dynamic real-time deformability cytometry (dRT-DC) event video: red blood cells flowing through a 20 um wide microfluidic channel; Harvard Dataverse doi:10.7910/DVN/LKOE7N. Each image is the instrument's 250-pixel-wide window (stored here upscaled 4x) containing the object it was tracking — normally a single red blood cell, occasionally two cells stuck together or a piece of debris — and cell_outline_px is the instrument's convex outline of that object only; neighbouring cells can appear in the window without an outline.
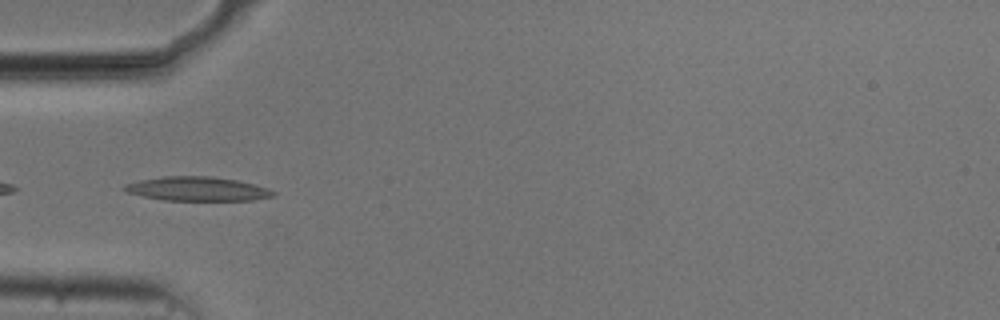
{"species": "common noctule bat (a hibernating species)", "species_latin": "Nyctalus noctula", "temperature_condition": "cold", "stored_images_in_passage": 38, "camera_frame_rate_fps": 3000, "um_per_image_px": 0.085, "animal": {"sex": "male", "body_mass_g": 20.5, "forearm_length_mm": 52.5}, "frame": {"image": 1, "passage_image": 1, "time_ms": 0.0, "image_size_px": [1000, 320], "cell_outline_px": [[276, 196], [252, 200], [164, 200], [144, 196], [128, 192], [120, 188], [128, 184], [140, 180], [164, 176], [212, 176], [236, 180], [268, 188], [276, 192]], "centroid_in_image_um": [16.81, 16.05], "position_along_channel_um": 68.2, "area_um2": 20.69}}
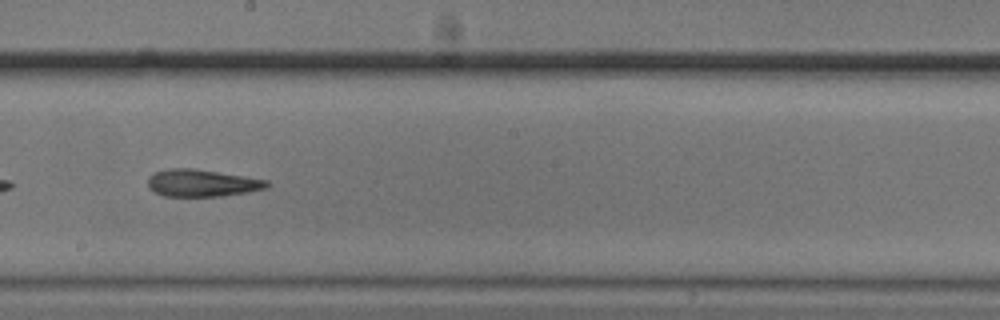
{"frame": {"image": 2, "passage_image": 14, "time_ms": 4.333, "image_size_px": [1000, 320], "cell_outline_px": [[272, 184], [268, 188], [248, 192], [220, 196], [164, 196], [156, 192], [148, 184], [148, 176], [156, 172], [168, 168], [192, 168], [244, 176], [268, 180]], "centroid_in_image_um": [17.22, 15.55], "position_along_channel_um": 231.0, "area_um2": 18.79}}
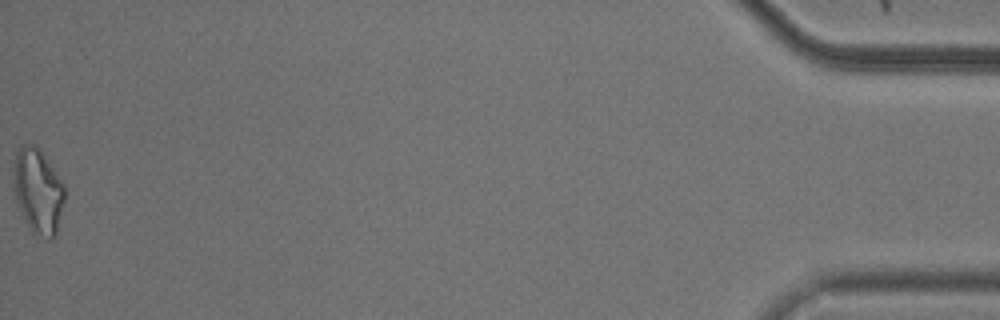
{"frame": {"image": 3, "passage_image": 38, "time_ms": 12.333, "image_size_px": [1000, 320], "cell_outline_px": [[64, 200], [56, 236], [52, 240], [48, 240], [32, 232], [16, 200], [12, 172], [12, 168], [16, 152], [20, 144], [32, 144], [44, 156], [64, 184]], "centroid_in_image_um": [3.22, 16.25], "position_along_channel_um": 432.0, "area_um2": 25.09}, "authors_computed_cell_mechanics": {"area_um2": 19.2763, "velocity_mm_per_s": 3.7415, "shape_relaxation_time_tau1_ms": null, "shape_relaxation_time_tau2_ms": 3.866, "deformation_change_tau1": null, "deformation_change_tau2": 0.1401}}